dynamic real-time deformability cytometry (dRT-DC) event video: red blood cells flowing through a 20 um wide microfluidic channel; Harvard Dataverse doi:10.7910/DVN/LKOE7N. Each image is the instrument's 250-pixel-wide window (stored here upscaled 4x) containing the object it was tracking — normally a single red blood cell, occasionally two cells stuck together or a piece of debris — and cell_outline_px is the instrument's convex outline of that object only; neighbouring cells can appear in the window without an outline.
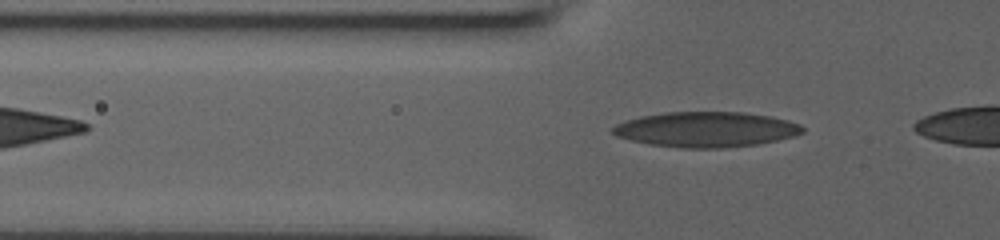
{"species": "human", "species_latin": "Homo sapiens", "temperature_condition": "room temperature", "stored_images_in_passage": 9, "camera_frame_rate_fps": 3000, "um_per_image_px": 0.085, "donor": {"sex": "male"}, "frame": {"image": 1, "passage_image": 4, "time_ms": 1.0, "image_size_px": [1000, 240], "cell_outline_px": [[804, 132], [792, 136], [776, 140], [756, 144], [724, 148], [684, 148], [648, 144], [616, 136], [612, 132], [612, 128], [616, 124], [640, 116], [664, 112], [744, 112], [772, 116], [788, 120], [800, 124], [804, 128]], "centroid_in_image_um": [60.02, 10.99], "position_along_channel_um": 65.8, "area_um2": 38.96}}